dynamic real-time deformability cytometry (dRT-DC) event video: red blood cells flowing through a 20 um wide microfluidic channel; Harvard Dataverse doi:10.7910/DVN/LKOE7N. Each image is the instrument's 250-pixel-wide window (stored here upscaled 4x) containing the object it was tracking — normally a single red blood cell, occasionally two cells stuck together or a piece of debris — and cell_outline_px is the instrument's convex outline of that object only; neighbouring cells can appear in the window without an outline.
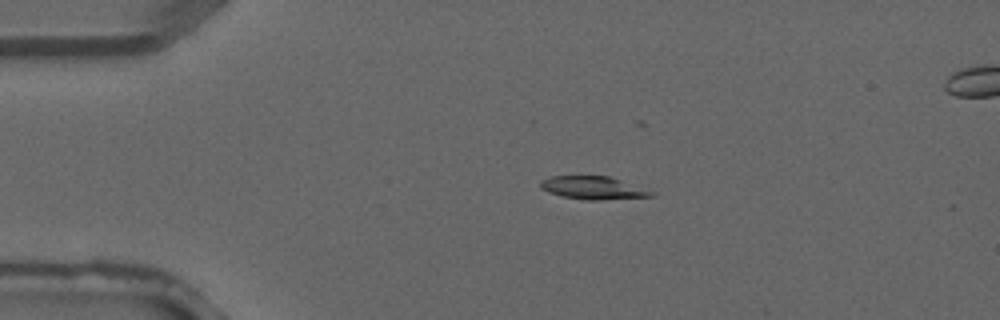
{"species": "common noctule bat (a hibernating species)", "species_latin": "Nyctalus noctula", "temperature_condition": "warm", "stored_images_in_passage": 3, "camera_frame_rate_fps": 3000, "um_per_image_px": 0.085, "animal": {"sex": "male", "forearm_length_mm": 52.5}, "frame": {"image": 1, "passage_image": 1, "time_ms": 0.0, "image_size_px": [1000, 320], "cell_outline_px": [[656, 192], [652, 196], [604, 200], [588, 200], [564, 196], [548, 192], [540, 188], [540, 180], [548, 176], [608, 176]], "centroid_in_image_um": [50.39, 15.96], "position_along_channel_um": 34.6, "area_um2": 14.74}}